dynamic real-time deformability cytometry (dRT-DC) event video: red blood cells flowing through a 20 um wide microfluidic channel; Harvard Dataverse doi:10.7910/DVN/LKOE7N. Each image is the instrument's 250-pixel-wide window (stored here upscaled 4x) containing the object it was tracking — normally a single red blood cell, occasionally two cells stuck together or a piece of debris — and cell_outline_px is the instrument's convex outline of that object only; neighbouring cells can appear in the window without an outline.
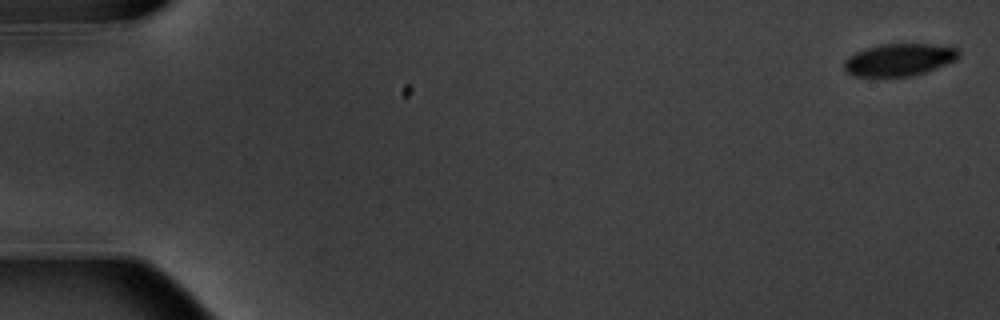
{"species": "common noctule bat (a hibernating species)", "species_latin": "Nyctalus noctula", "temperature_condition": "warm", "stored_images_in_passage": 5, "camera_frame_rate_fps": 3000, "um_per_image_px": 0.085, "animal": {"sex": "male", "body_mass_g": 20.1, "forearm_length_mm": 53.5}, "frame": {"image": 1, "passage_image": 1, "time_ms": 0.0, "image_size_px": [1000, 320], "cell_outline_px": [[960, 56], [956, 60], [936, 68], [912, 76], [852, 76], [844, 72], [844, 60], [848, 56], [856, 52], [880, 44], [948, 44], [956, 48], [960, 52]], "centroid_in_image_um": [76.45, 5.07], "position_along_channel_um": 8.6, "area_um2": 21.79}}
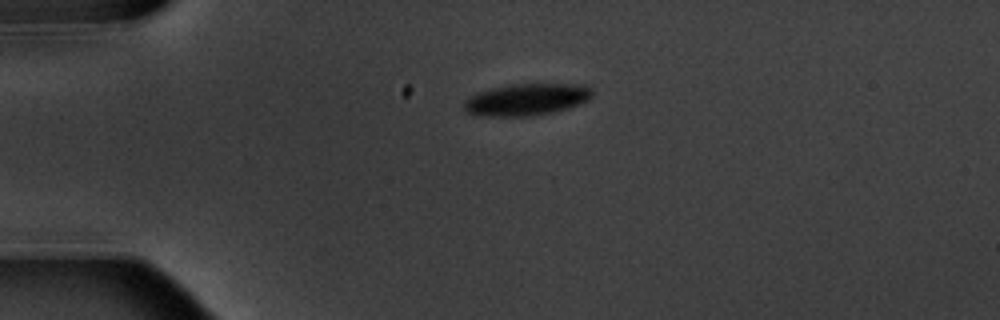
{"frame": {"image": 2, "passage_image": 4, "time_ms": 4.333, "image_size_px": [1000, 320], "cell_outline_px": [[592, 96], [588, 100], [580, 104], [568, 108], [552, 112], [528, 116], [476, 116], [468, 112], [464, 108], [464, 100], [480, 92], [492, 88], [512, 84], [588, 84], [592, 88]], "centroid_in_image_um": [44.8, 8.45], "position_along_channel_um": 40.2, "area_um2": 23.81}}